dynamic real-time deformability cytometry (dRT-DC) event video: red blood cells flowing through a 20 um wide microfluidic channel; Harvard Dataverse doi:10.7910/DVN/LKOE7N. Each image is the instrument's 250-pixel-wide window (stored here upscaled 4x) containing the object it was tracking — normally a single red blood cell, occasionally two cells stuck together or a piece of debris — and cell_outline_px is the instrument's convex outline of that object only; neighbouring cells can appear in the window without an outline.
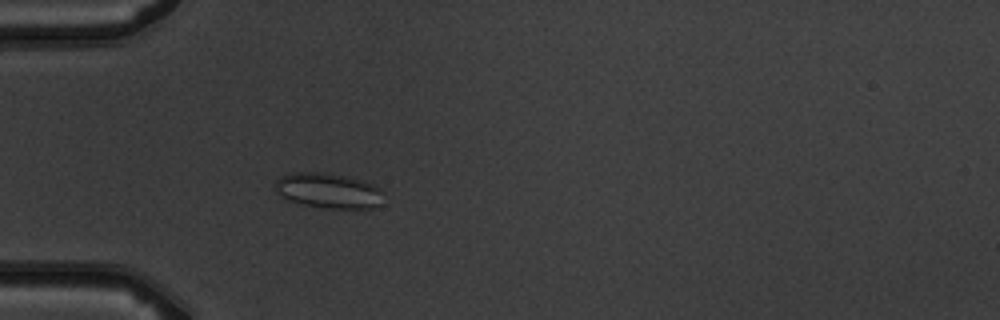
{"species": "common noctule bat (a hibernating species)", "species_latin": "Nyctalus noctula", "temperature_condition": "warm", "stored_images_in_passage": 4, "camera_frame_rate_fps": 3000, "um_per_image_px": 0.085, "animal": {"sex": "male", "body_mass_g": 19.5, "forearm_length_mm": 54.6}, "frame": {"image": 1, "passage_image": 4, "time_ms": 3.333, "image_size_px": [1000, 320], "cell_outline_px": [[380, 192], [376, 208], [324, 208], [304, 204], [292, 200], [276, 192], [276, 180], [280, 176], [296, 172], [324, 172], [344, 176], [376, 184], [380, 188]], "centroid_in_image_um": [27.89, 16.19], "position_along_channel_um": 57.1, "area_um2": 21.68}}